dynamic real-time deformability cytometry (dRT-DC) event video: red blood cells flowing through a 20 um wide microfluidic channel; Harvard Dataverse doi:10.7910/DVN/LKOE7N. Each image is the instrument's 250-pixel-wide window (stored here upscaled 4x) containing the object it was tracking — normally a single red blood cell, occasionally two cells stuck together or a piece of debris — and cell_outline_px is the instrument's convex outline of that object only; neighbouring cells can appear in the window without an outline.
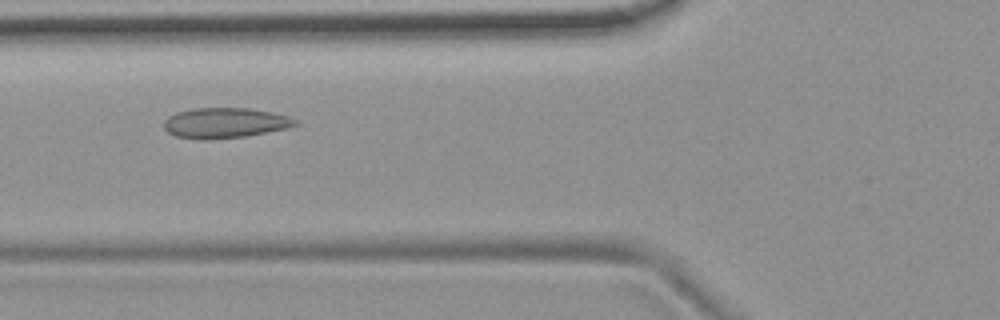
{"species": "common noctule bat (a hibernating species)", "species_latin": "Nyctalus noctula", "temperature_condition": "room temperature", "stored_images_in_passage": 3, "camera_frame_rate_fps": 3000, "um_per_image_px": 0.085, "animal": {"sex": "female", "body_mass_g": 19.9}, "frame": {"image": 1, "passage_image": 2, "time_ms": 1.0, "image_size_px": [1000, 320], "cell_outline_px": [[300, 124], [288, 128], [244, 136], [208, 140], [200, 140], [176, 136], [168, 132], [164, 128], [164, 120], [168, 116], [176, 112], [192, 108], [248, 108], [288, 116], [296, 120]], "centroid_in_image_um": [19.08, 10.45], "position_along_channel_um": 106.7, "area_um2": 23.18}}
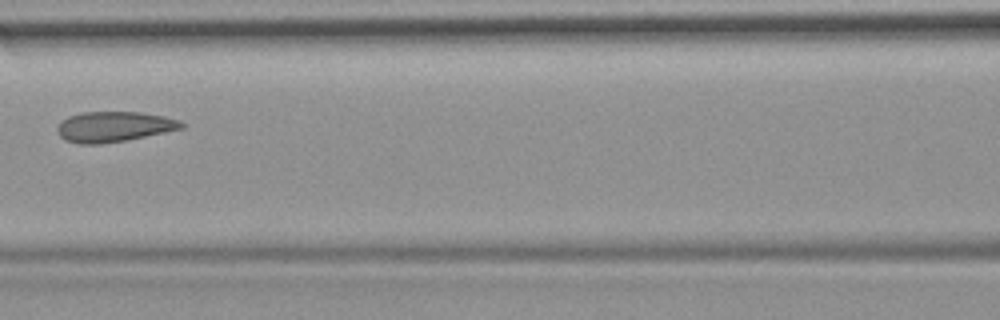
{"frame": {"image": 2, "passage_image": 3, "time_ms": 2.333, "image_size_px": [1000, 320], "cell_outline_px": [[184, 128], [124, 140], [100, 144], [80, 144], [64, 140], [60, 136], [56, 128], [68, 116], [80, 112], [140, 112], [164, 116], [180, 120], [184, 124]], "centroid_in_image_um": [9.67, 10.76], "position_along_channel_um": 156.9, "area_um2": 21.79}}